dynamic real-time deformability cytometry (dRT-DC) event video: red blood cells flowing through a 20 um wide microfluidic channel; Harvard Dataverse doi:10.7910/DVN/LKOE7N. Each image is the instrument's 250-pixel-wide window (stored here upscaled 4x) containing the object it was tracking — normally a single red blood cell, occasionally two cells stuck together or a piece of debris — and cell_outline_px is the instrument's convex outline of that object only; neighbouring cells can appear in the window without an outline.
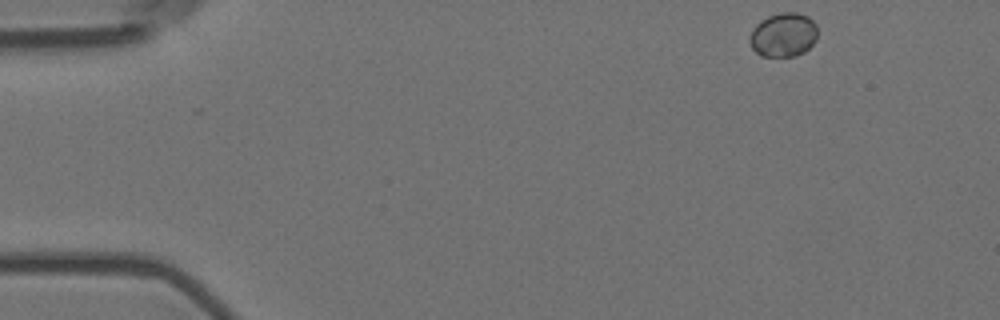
{"species": "Egyptian fruit bat (a non-hibernating species)", "species_latin": "Rousettus aegyptiacus", "temperature_condition": "room temperature", "stored_images_in_passage": 49, "camera_frame_rate_fps": 3000, "um_per_image_px": 0.085, "animal": {"sex": "female"}, "frame": {"image": 1, "passage_image": 1, "time_ms": 0.0, "image_size_px": [1000, 320], "cell_outline_px": [[816, 40], [804, 52], [796, 56], [760, 56], [752, 48], [748, 40], [752, 28], [760, 20], [768, 16], [780, 12], [796, 12], [808, 16], [816, 24]], "centroid_in_image_um": [66.56, 2.95], "position_along_channel_um": 18.4, "area_um2": 17.57}}
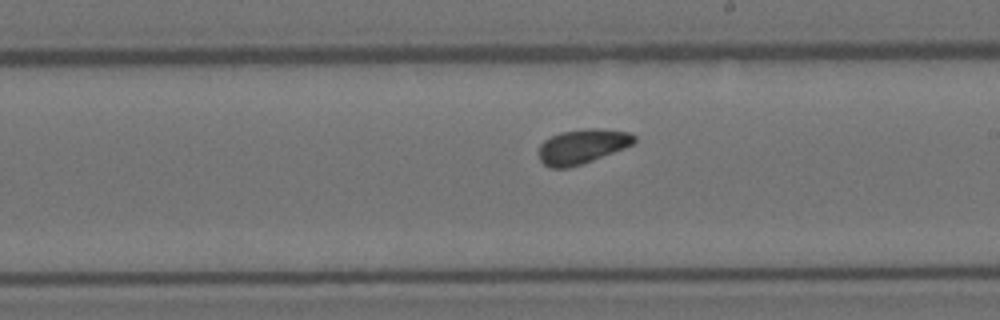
{"frame": {"image": 2, "passage_image": 28, "time_ms": 9.0, "image_size_px": [1000, 320], "cell_outline_px": [[636, 140], [632, 144], [624, 148], [592, 160], [568, 168], [552, 168], [544, 164], [540, 160], [540, 144], [544, 140], [560, 132], [584, 128], [600, 128], [628, 132], [636, 136]], "centroid_in_image_um": [49.49, 12.42], "position_along_channel_um": 239.5, "area_um2": 19.07}}
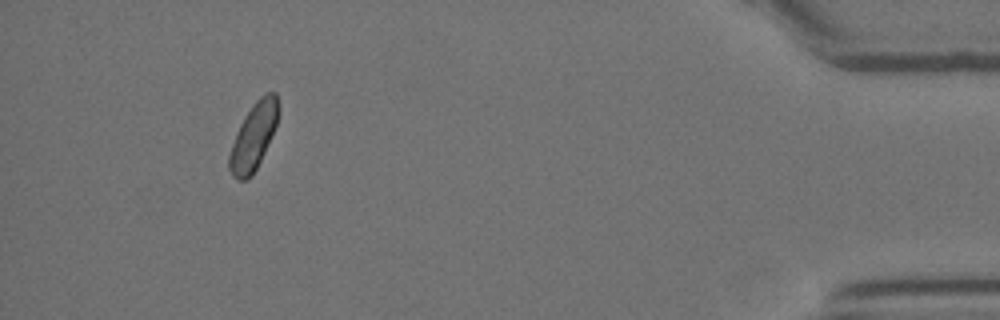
{"frame": {"image": 3, "passage_image": 48, "time_ms": 15.667, "image_size_px": [1000, 320], "cell_outline_px": [[280, 112], [276, 124], [264, 152], [252, 176], [244, 180], [236, 180], [232, 176], [228, 168], [228, 156], [236, 132], [240, 124], [256, 100], [264, 92], [276, 92], [280, 104]], "centroid_in_image_um": [21.55, 11.58], "position_along_channel_um": 413.6, "area_um2": 19.07}}